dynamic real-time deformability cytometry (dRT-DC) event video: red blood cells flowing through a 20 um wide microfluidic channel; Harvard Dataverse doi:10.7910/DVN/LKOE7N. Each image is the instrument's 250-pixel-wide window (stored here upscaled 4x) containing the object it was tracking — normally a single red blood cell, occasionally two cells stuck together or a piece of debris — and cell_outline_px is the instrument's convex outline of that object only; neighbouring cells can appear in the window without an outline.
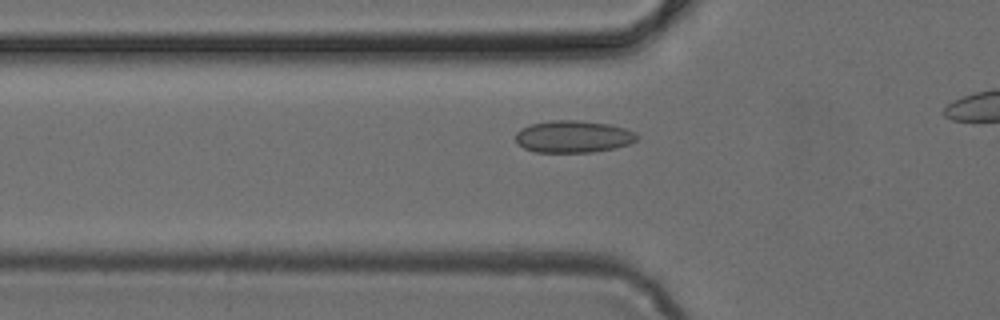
{"species": "common noctule bat (a hibernating species)", "species_latin": "Nyctalus noctula", "temperature_condition": "cold", "stored_images_in_passage": 36, "camera_frame_rate_fps": 3000, "um_per_image_px": 0.085, "animal": {"sex": "female", "body_mass_g": 24.6, "forearm_length_mm": 56.2}, "frame": {"image": 1, "passage_image": 12, "time_ms": 3.667, "image_size_px": [1000, 320], "cell_outline_px": [[640, 136], [636, 140], [628, 144], [616, 148], [592, 152], [536, 152], [524, 148], [516, 144], [516, 132], [532, 124], [552, 120], [580, 120], [608, 124], [624, 128], [636, 132]], "centroid_in_image_um": [48.74, 11.61], "position_along_channel_um": 77.1, "area_um2": 22.72}}
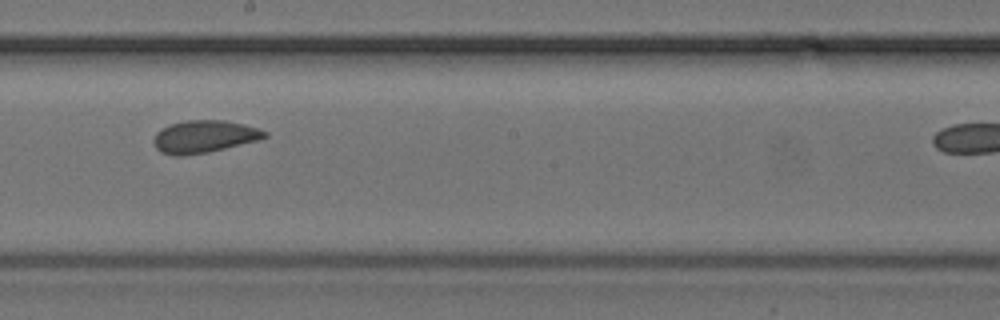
{"frame": {"image": 2, "passage_image": 23, "time_ms": 7.333, "image_size_px": [1000, 320], "cell_outline_px": [[268, 136], [256, 140], [208, 152], [180, 156], [172, 156], [160, 152], [156, 148], [152, 140], [156, 132], [172, 124], [188, 120], [224, 120], [244, 124], [268, 132]], "centroid_in_image_um": [17.32, 11.61], "position_along_channel_um": 230.9, "area_um2": 20.75}}
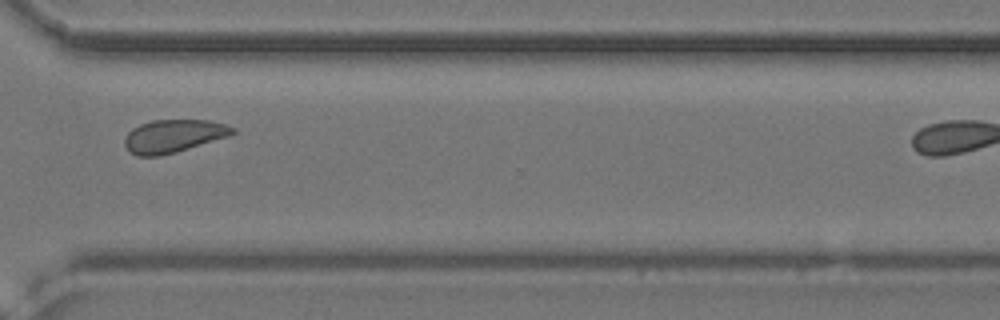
{"frame": {"image": 3, "passage_image": 32, "time_ms": 10.333, "image_size_px": [1000, 320], "cell_outline_px": [[236, 132], [228, 136], [176, 152], [160, 156], [136, 156], [128, 152], [124, 144], [124, 140], [128, 132], [132, 128], [140, 124], [152, 120], [208, 120], [224, 124], [236, 128]], "centroid_in_image_um": [14.71, 11.57], "position_along_channel_um": 355.9, "area_um2": 20.75}}